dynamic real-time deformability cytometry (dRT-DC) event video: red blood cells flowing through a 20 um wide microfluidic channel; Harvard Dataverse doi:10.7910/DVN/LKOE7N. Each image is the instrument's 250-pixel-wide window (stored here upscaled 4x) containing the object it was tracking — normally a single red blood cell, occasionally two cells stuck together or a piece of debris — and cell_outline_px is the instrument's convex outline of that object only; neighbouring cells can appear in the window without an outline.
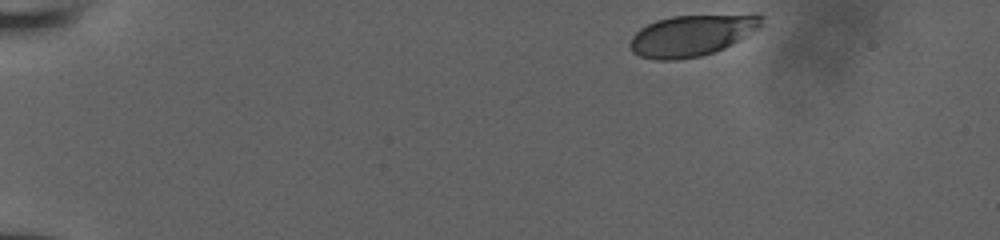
{"species": "human", "species_latin": "Homo sapiens", "temperature_condition": "room temperature", "stored_images_in_passage": 9, "camera_frame_rate_fps": 3000, "um_per_image_px": 0.085, "donor": {"sex": "male"}, "frame": {"image": 1, "passage_image": 1, "time_ms": 0.0, "image_size_px": [1000, 240], "cell_outline_px": [[764, 24], [760, 28], [740, 40], [724, 48], [700, 56], [676, 60], [656, 60], [640, 56], [632, 52], [628, 44], [632, 36], [640, 28], [656, 20], [672, 16], [752, 12], [756, 12], [764, 16]], "centroid_in_image_um": [58.89, 2.96], "position_along_channel_um": 26.1, "area_um2": 32.6}}
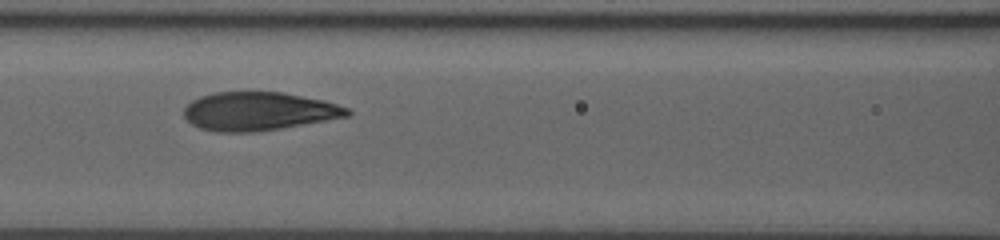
{"frame": {"image": 2, "passage_image": 7, "time_ms": 2.0, "image_size_px": [1000, 240], "cell_outline_px": [[352, 112], [348, 116], [280, 128], [252, 132], [216, 132], [200, 128], [192, 124], [184, 116], [184, 108], [192, 100], [200, 96], [212, 92], [280, 92], [324, 100], [348, 108]], "centroid_in_image_um": [21.95, 9.45], "position_along_channel_um": 144.7, "area_um2": 36.36}}
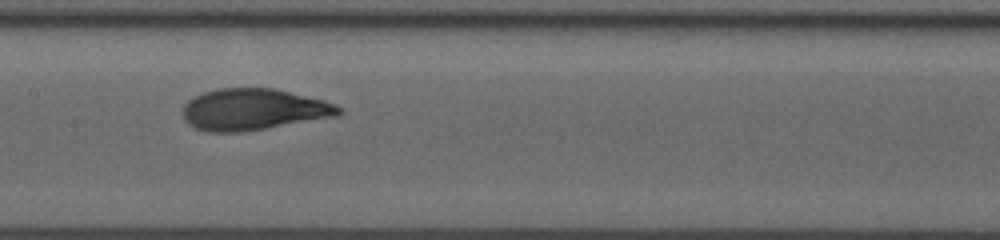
{"frame": {"image": 3, "passage_image": 8, "time_ms": 2.333, "image_size_px": [1000, 240], "cell_outline_px": [[344, 112], [336, 116], [240, 132], [208, 132], [196, 128], [188, 124], [184, 120], [184, 104], [192, 96], [204, 92], [220, 88], [276, 88], [324, 100], [340, 108]], "centroid_in_image_um": [21.51, 9.29], "position_along_channel_um": 185.9, "area_um2": 37.45}}